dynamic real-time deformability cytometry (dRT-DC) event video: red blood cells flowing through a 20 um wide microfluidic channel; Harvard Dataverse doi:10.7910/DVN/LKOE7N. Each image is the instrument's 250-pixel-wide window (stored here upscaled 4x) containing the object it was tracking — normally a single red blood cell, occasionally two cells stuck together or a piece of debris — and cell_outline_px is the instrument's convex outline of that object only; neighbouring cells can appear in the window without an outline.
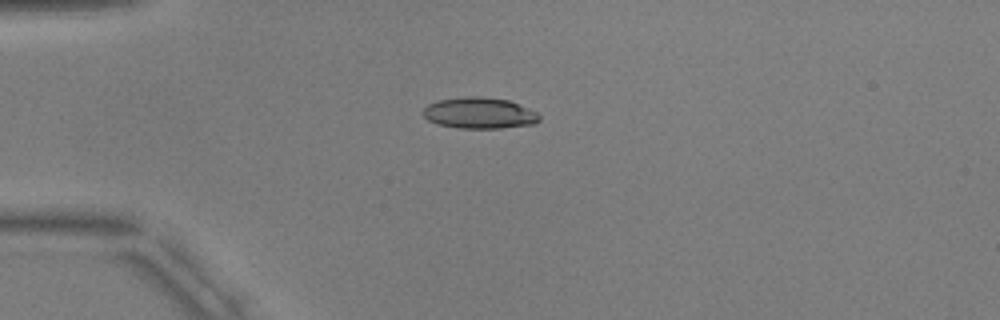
{"species": "common noctule bat (a hibernating species)", "species_latin": "Nyctalus noctula", "temperature_condition": "warm", "stored_images_in_passage": 6, "camera_frame_rate_fps": 3000, "um_per_image_px": 0.085, "animal": {"sex": "male", "body_mass_g": 17.9, "forearm_length_mm": 54.2}, "frame": {"image": 1, "passage_image": 2, "time_ms": 1.333, "image_size_px": [1000, 320], "cell_outline_px": [[540, 120], [536, 124], [500, 128], [460, 128], [436, 124], [428, 120], [420, 112], [428, 104], [436, 100], [464, 96], [476, 96], [508, 100], [528, 108], [536, 112], [540, 116]], "centroid_in_image_um": [40.72, 9.61], "position_along_channel_um": 44.3, "area_um2": 21.27}}
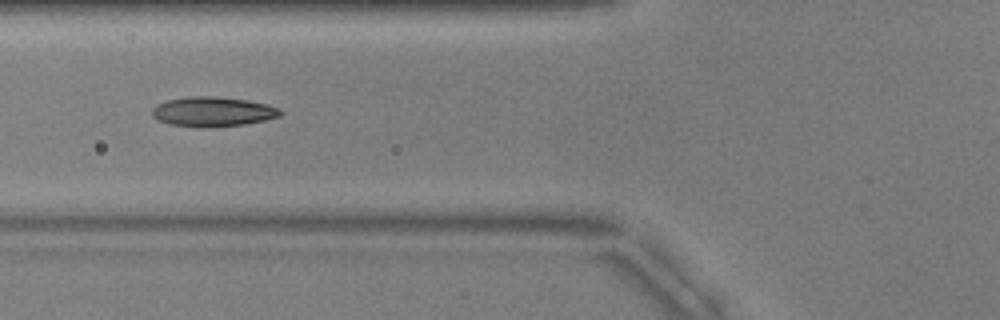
{"frame": {"image": 2, "passage_image": 4, "time_ms": 3.667, "image_size_px": [1000, 320], "cell_outline_px": [[284, 112], [280, 116], [264, 120], [244, 124], [204, 128], [200, 128], [168, 124], [152, 116], [152, 108], [156, 104], [168, 100], [188, 96], [216, 96], [248, 100], [268, 104], [280, 108]], "centroid_in_image_um": [18.1, 9.49], "position_along_channel_um": 107.7, "area_um2": 22.43}}